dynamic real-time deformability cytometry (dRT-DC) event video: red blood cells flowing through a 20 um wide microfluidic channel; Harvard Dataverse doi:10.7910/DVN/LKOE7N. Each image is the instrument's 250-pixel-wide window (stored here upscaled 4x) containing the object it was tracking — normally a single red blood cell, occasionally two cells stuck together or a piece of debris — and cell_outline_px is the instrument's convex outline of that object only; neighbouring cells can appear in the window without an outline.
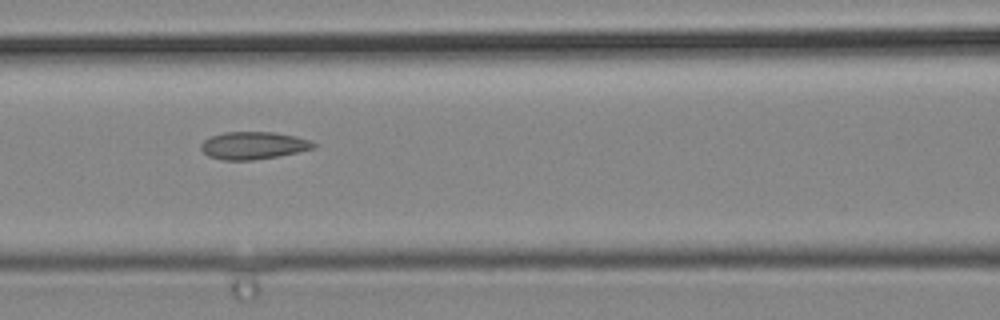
{"species": "common noctule bat (a hibernating species)", "species_latin": "Nyctalus noctula", "temperature_condition": "cold", "stored_images_in_passage": 4, "camera_frame_rate_fps": 3000, "um_per_image_px": 0.085, "animal": {"sex": "male", "body_mass_g": 19.2, "forearm_length_mm": 51.8}, "frame": {"image": 1, "passage_image": 4, "time_ms": 1.0, "image_size_px": [1000, 320], "cell_outline_px": [[316, 144], [312, 148], [296, 152], [276, 156], [252, 160], [224, 160], [208, 156], [200, 148], [200, 144], [204, 140], [212, 136], [224, 132], [272, 132], [296, 136], [308, 140]], "centroid_in_image_um": [21.48, 12.36], "position_along_channel_um": 145.1, "area_um2": 17.74}}